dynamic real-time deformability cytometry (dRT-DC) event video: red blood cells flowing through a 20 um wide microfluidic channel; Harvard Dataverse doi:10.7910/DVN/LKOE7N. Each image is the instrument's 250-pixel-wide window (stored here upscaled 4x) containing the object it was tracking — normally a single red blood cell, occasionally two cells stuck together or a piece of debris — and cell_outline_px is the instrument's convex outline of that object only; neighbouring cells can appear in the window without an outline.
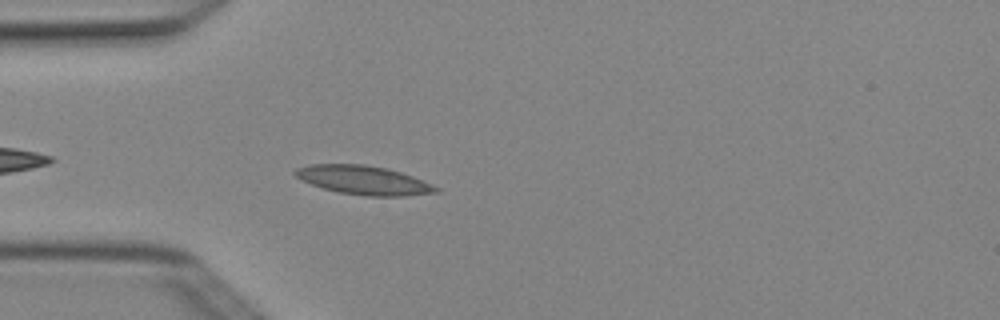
{"species": "Egyptian fruit bat (a non-hibernating species)", "species_latin": "Rousettus aegyptiacus", "temperature_condition": "cold", "stored_images_in_passage": 4, "camera_frame_rate_fps": 3000, "um_per_image_px": 0.085, "animal": {"sex": "female"}, "frame": {"image": 1, "passage_image": 4, "time_ms": 1.0, "image_size_px": [1000, 320], "cell_outline_px": [[440, 192], [404, 196], [368, 196], [340, 192], [324, 188], [300, 180], [292, 172], [296, 168], [308, 164], [364, 164], [388, 168], [412, 176], [432, 184], [440, 188]], "centroid_in_image_um": [30.91, 15.3], "position_along_channel_um": 54.1, "area_um2": 23.7}}